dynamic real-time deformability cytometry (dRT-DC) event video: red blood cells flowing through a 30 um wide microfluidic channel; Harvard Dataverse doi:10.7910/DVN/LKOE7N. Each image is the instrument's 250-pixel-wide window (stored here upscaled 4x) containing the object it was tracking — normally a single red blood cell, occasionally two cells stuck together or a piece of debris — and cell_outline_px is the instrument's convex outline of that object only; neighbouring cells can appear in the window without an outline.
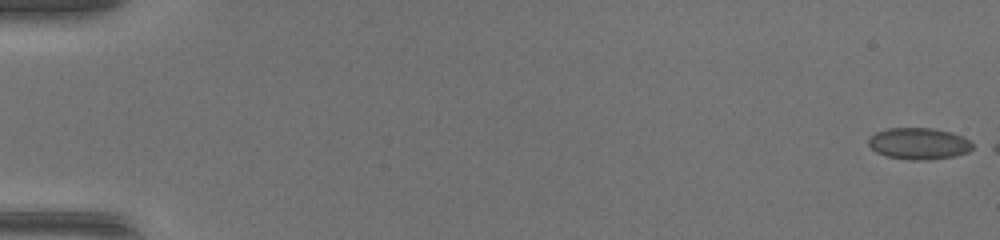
{"species": "common noctule bat (a hibernating species)", "species_latin": "Nyctalus noctula", "temperature_condition": "warm", "stored_images_in_passage": 8, "camera_frame_rate_fps": 3000, "um_per_image_px": 0.085, "animal": {"sex": "female", "body_mass_g": 17.0, "forearm_length_mm": 48.0}, "frame": {"image": 1, "passage_image": 1, "time_ms": 0.0, "image_size_px": [1000, 240], "cell_outline_px": [[976, 148], [968, 152], [952, 156], [920, 160], [912, 160], [888, 156], [876, 152], [868, 144], [868, 140], [876, 132], [888, 128], [932, 128], [952, 132], [976, 144]], "centroid_in_image_um": [78.13, 12.19], "position_along_channel_um": 6.9, "area_um2": 19.02}}